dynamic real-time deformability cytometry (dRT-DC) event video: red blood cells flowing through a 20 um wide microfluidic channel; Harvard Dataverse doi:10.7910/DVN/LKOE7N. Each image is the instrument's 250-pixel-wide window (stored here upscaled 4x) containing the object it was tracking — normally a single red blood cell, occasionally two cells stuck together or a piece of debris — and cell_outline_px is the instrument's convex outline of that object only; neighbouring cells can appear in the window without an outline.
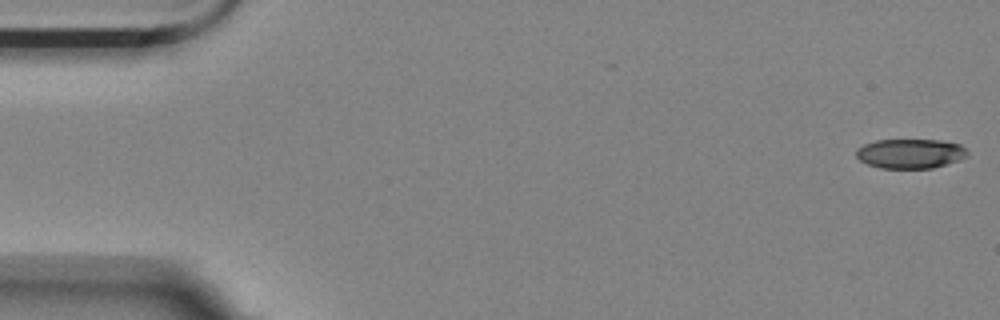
{"species": "Egyptian fruit bat (a non-hibernating species)", "species_latin": "Rousettus aegyptiacus", "temperature_condition": "room temperature", "stored_images_in_passage": 13, "camera_frame_rate_fps": 3000, "um_per_image_px": 0.085, "animal": {"sex": "female"}, "frame": {"image": 1, "passage_image": 1, "time_ms": 0.0, "image_size_px": [1000, 320], "cell_outline_px": [[968, 156], [932, 168], [880, 168], [868, 164], [860, 160], [856, 156], [856, 148], [864, 144], [876, 140], [940, 140], [960, 144], [968, 152]], "centroid_in_image_um": [77.34, 13.05], "position_along_channel_um": 7.7, "area_um2": 19.02}}